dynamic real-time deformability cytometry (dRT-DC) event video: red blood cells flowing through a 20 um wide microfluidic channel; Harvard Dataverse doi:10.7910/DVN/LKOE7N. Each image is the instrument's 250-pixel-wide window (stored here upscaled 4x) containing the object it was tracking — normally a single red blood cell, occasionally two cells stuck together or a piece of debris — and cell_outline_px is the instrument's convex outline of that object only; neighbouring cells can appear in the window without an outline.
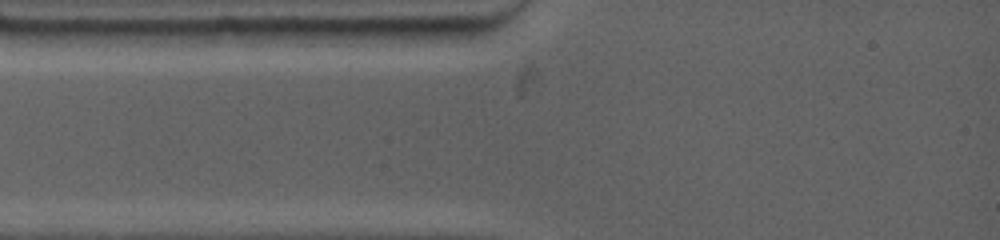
{"species": "common noctule bat (a hibernating species)", "species_latin": "Nyctalus noctula", "temperature_condition": "warm", "stored_images_in_passage": 3, "camera_frame_rate_fps": 4500, "um_per_image_px": 0.085, "animal": {"sex": "female", "body_mass_g": 19.0, "forearm_length_mm": 53.3}, "frame": {"image": 1, "passage_image": 1, "time_ms": 0.0, "image_size_px": [1000, 240], "cell_outline_px": [[472, 36], [468, 44], [328, 44], [324, 28], [472, 28]], "centroid_in_image_um": [33.87, 3.05], "position_along_channel_um": 51.1, "area_um2": 16.76}}